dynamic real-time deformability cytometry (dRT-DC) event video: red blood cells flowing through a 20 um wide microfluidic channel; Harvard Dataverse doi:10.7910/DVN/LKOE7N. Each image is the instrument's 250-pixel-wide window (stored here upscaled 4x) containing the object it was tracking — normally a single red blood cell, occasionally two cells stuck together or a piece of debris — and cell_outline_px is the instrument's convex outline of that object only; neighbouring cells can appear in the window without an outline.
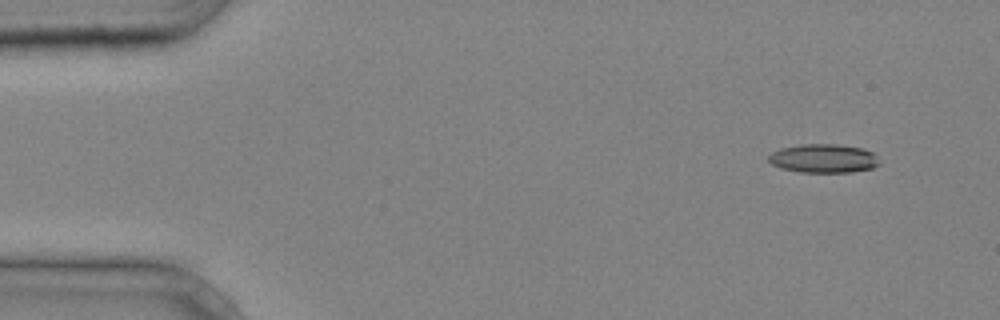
{"species": "common noctule bat (a hibernating species)", "species_latin": "Nyctalus noctula", "temperature_condition": "cold", "stored_images_in_passage": 41, "camera_frame_rate_fps": 3000, "um_per_image_px": 0.085, "animal": {"sex": "male", "body_mass_g": 20.4}, "frame": {"image": 1, "passage_image": 3, "time_ms": 0.667, "image_size_px": [1000, 320], "cell_outline_px": [[880, 164], [872, 168], [852, 172], [800, 172], [780, 168], [772, 164], [768, 160], [768, 156], [772, 152], [780, 148], [800, 144], [836, 144], [864, 148], [872, 152], [876, 156]], "centroid_in_image_um": [69.99, 13.46], "position_along_channel_um": 15.0, "area_um2": 18.67}}
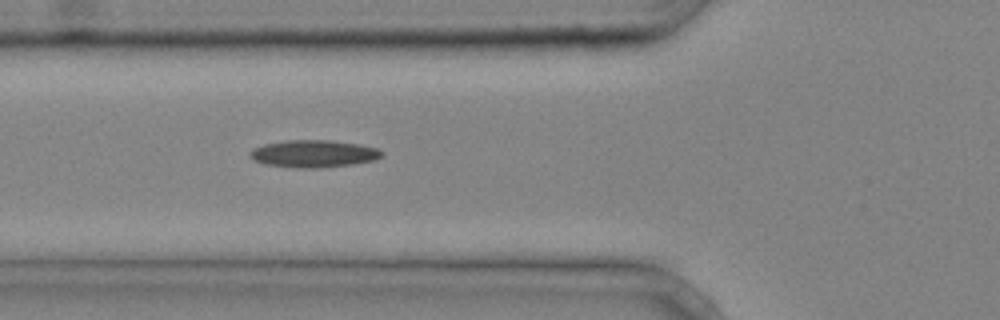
{"frame": {"image": 2, "passage_image": 15, "time_ms": 4.667, "image_size_px": [1000, 320], "cell_outline_px": [[384, 152], [380, 156], [372, 160], [352, 164], [320, 168], [296, 168], [264, 164], [252, 160], [248, 156], [248, 152], [252, 148], [264, 144], [288, 140], [332, 140], [360, 144], [376, 148]], "centroid_in_image_um": [26.58, 13.06], "position_along_channel_um": 99.2, "area_um2": 21.1}}
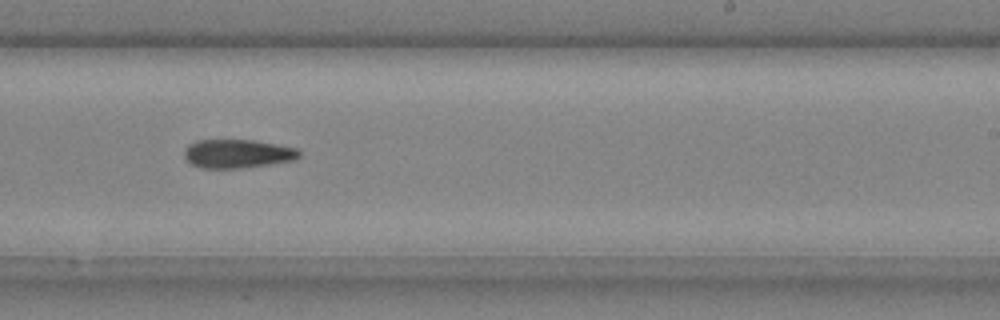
{"frame": {"image": 3, "passage_image": 26, "time_ms": 8.333, "image_size_px": [1000, 320], "cell_outline_px": [[300, 156], [296, 160], [272, 164], [240, 168], [200, 168], [192, 164], [184, 156], [184, 148], [188, 144], [196, 140], [252, 140], [276, 144], [296, 148], [300, 152]], "centroid_in_image_um": [20.18, 13.06], "position_along_channel_um": 268.8, "area_um2": 19.31}}